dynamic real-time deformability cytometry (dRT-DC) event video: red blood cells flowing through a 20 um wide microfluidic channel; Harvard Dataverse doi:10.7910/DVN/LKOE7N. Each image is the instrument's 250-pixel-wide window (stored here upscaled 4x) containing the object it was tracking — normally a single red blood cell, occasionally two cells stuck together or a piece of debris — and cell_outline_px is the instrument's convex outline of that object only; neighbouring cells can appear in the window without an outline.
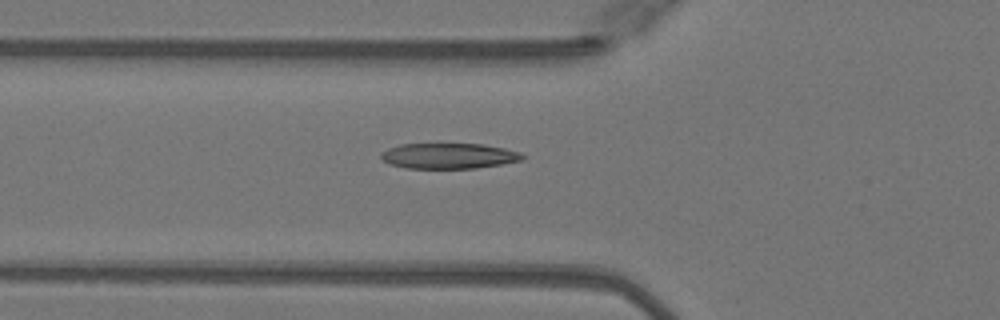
{"species": "Egyptian fruit bat (a non-hibernating species)", "species_latin": "Rousettus aegyptiacus", "temperature_condition": "warm", "stored_images_in_passage": 30, "camera_frame_rate_fps": 3000, "um_per_image_px": 0.085, "animal": {"sex": "female"}, "frame": {"image": 1, "passage_image": 2, "time_ms": 0.333, "image_size_px": [1000, 320], "cell_outline_px": [[524, 156], [520, 160], [500, 164], [476, 168], [408, 168], [388, 164], [380, 160], [380, 152], [388, 148], [400, 144], [484, 144], [504, 148], [520, 152]], "centroid_in_image_um": [38.07, 13.25], "position_along_channel_um": 87.7, "area_um2": 21.04}}
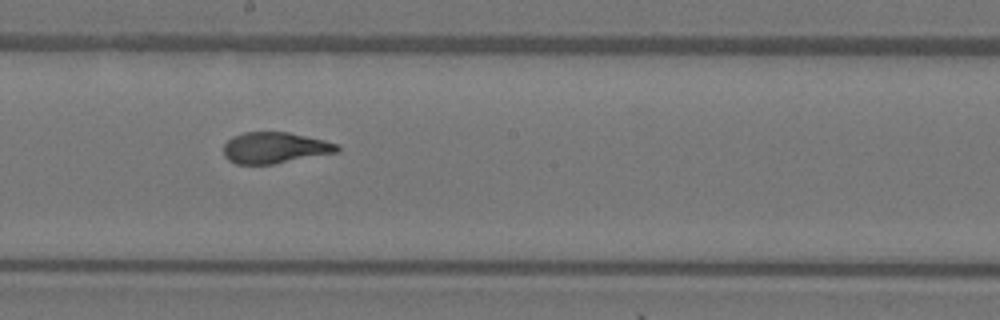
{"frame": {"image": 2, "passage_image": 12, "time_ms": 3.667, "image_size_px": [1000, 320], "cell_outline_px": [[340, 152], [272, 164], [236, 164], [228, 160], [224, 156], [224, 144], [232, 136], [244, 132], [288, 132], [324, 140], [340, 144]], "centroid_in_image_um": [23.38, 12.56], "position_along_channel_um": 224.8, "area_um2": 20.75}}
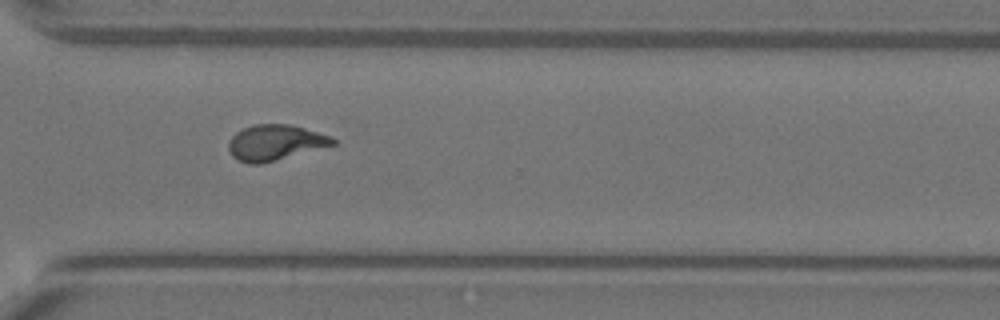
{"frame": {"image": 3, "passage_image": 21, "time_ms": 6.667, "image_size_px": [1000, 320], "cell_outline_px": [[336, 144], [260, 164], [248, 164], [232, 156], [228, 148], [228, 144], [232, 136], [236, 132], [252, 124], [288, 124], [304, 128], [332, 136], [336, 140]], "centroid_in_image_um": [23.38, 12.11], "position_along_channel_um": 347.2, "area_um2": 21.44}}